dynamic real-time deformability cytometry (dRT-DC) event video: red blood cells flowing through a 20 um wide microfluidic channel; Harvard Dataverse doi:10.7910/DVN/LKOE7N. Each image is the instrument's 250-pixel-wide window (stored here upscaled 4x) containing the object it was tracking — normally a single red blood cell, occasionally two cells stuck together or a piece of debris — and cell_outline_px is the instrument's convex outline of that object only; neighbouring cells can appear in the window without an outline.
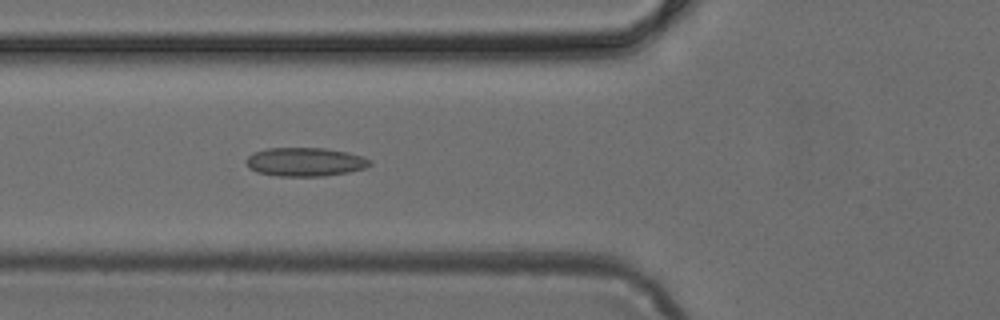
{"species": "common noctule bat (a hibernating species)", "species_latin": "Nyctalus noctula", "temperature_condition": "cold", "stored_images_in_passage": 43, "camera_frame_rate_fps": 3000, "um_per_image_px": 0.085, "animal": {"sex": "female", "body_mass_g": 24.6, "forearm_length_mm": 56.2}, "frame": {"image": 1, "passage_image": 15, "time_ms": 4.667, "image_size_px": [1000, 320], "cell_outline_px": [[372, 164], [364, 168], [348, 172], [324, 176], [276, 176], [256, 172], [248, 168], [244, 160], [252, 152], [268, 148], [324, 148], [348, 152], [372, 160]], "centroid_in_image_um": [25.89, 13.76], "position_along_channel_um": 99.9, "area_um2": 20.87}}
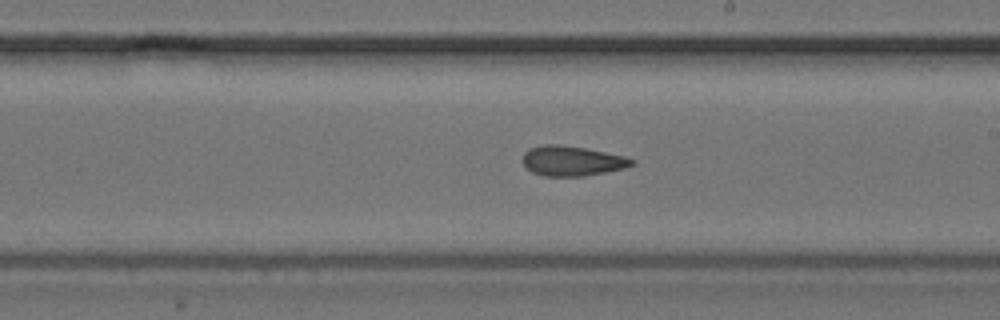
{"frame": {"image": 2, "passage_image": 25, "time_ms": 8.0, "image_size_px": [1000, 320], "cell_outline_px": [[636, 164], [624, 168], [584, 176], [544, 176], [532, 172], [520, 160], [524, 152], [528, 148], [540, 144], [560, 144], [584, 148], [624, 156], [636, 160]], "centroid_in_image_um": [48.58, 13.66], "position_along_channel_um": 240.4, "area_um2": 19.19}}
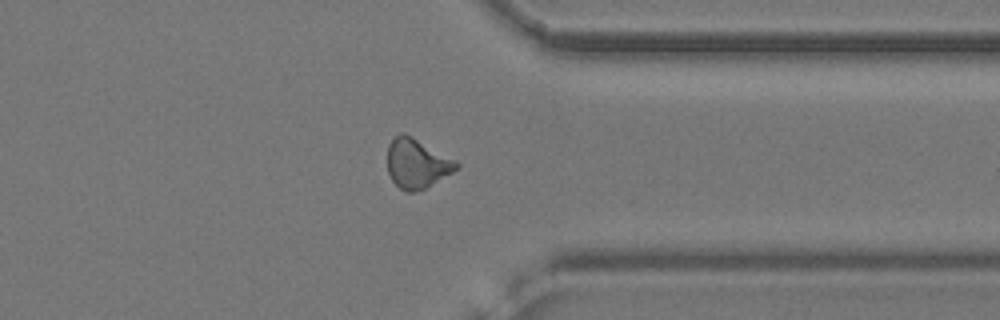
{"frame": {"image": 3, "passage_image": 35, "time_ms": 11.333, "image_size_px": [1000, 320], "cell_outline_px": [[460, 164], [452, 172], [424, 188], [412, 192], [404, 192], [392, 180], [388, 172], [388, 144], [400, 132], [404, 132], [412, 136], [456, 160]], "centroid_in_image_um": [35.41, 13.88], "position_along_channel_um": 376.0, "area_um2": 19.65}}